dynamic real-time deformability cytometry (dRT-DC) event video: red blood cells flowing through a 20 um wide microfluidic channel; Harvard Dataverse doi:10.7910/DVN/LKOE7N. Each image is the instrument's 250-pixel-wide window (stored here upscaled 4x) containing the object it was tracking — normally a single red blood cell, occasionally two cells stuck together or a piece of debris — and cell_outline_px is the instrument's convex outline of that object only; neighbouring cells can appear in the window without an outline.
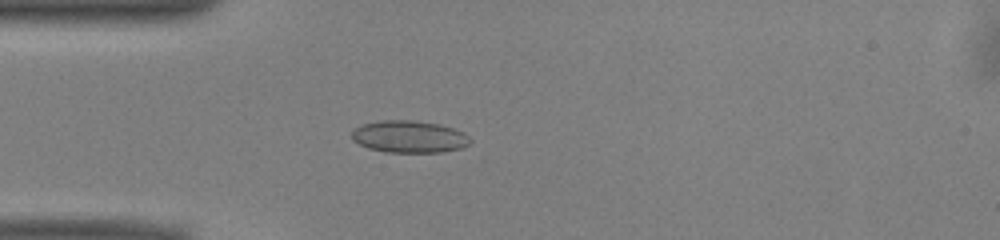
{"species": "common noctule bat (a hibernating species)", "species_latin": "Nyctalus noctula", "temperature_condition": "warm", "stored_images_in_passage": 38, "camera_frame_rate_fps": 3000, "um_per_image_px": 0.085, "animal": {"sex": "male", "body_mass_g": 13.0, "forearm_length_mm": 53.1}, "frame": {"image": 1, "passage_image": 1, "time_ms": 0.0, "image_size_px": [1000, 240], "cell_outline_px": [[472, 140], [468, 144], [460, 148], [440, 152], [384, 152], [368, 148], [352, 140], [352, 132], [360, 124], [380, 120], [416, 120], [440, 124], [464, 132]], "centroid_in_image_um": [34.77, 11.61], "position_along_channel_um": 50.2, "area_um2": 22.25}}
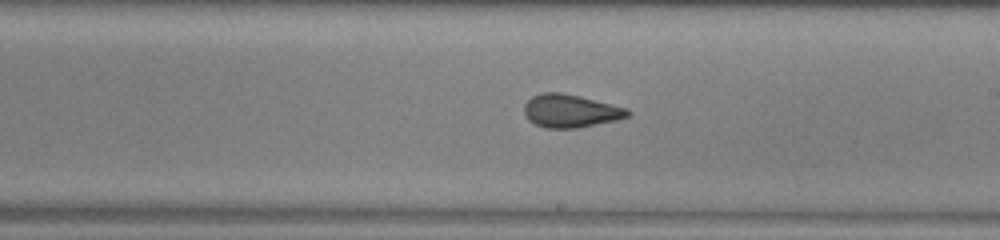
{"frame": {"image": 2, "passage_image": 16, "time_ms": 5.0, "image_size_px": [1000, 240], "cell_outline_px": [[632, 112], [628, 116], [616, 120], [576, 128], [544, 128], [528, 120], [524, 112], [524, 104], [532, 96], [540, 92], [560, 92], [580, 96], [628, 108]], "centroid_in_image_um": [48.48, 9.42], "position_along_channel_um": 240.5, "area_um2": 20.0}}
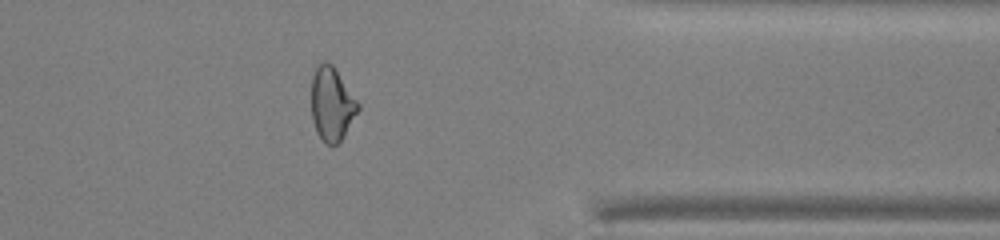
{"frame": {"image": 3, "passage_image": 28, "time_ms": 9.0, "image_size_px": [1000, 240], "cell_outline_px": [[360, 108], [344, 136], [332, 148], [324, 144], [316, 132], [312, 120], [312, 76], [316, 64], [320, 60], [324, 60], [332, 64], [336, 68], [360, 104]], "centroid_in_image_um": [28.2, 8.83], "position_along_channel_um": 383.2, "area_um2": 20.52}, "authors_computed_cell_mechanics": {"area_um2": 20.23, "velocity_mm_per_s": 3.9786, "shape_relaxation_time_tau1_ms": 9.7889, "shape_relaxation_time_tau2_ms": 1.2021, "deformation_change_tau1": 0.1694, "deformation_change_tau2": 0.0576}}